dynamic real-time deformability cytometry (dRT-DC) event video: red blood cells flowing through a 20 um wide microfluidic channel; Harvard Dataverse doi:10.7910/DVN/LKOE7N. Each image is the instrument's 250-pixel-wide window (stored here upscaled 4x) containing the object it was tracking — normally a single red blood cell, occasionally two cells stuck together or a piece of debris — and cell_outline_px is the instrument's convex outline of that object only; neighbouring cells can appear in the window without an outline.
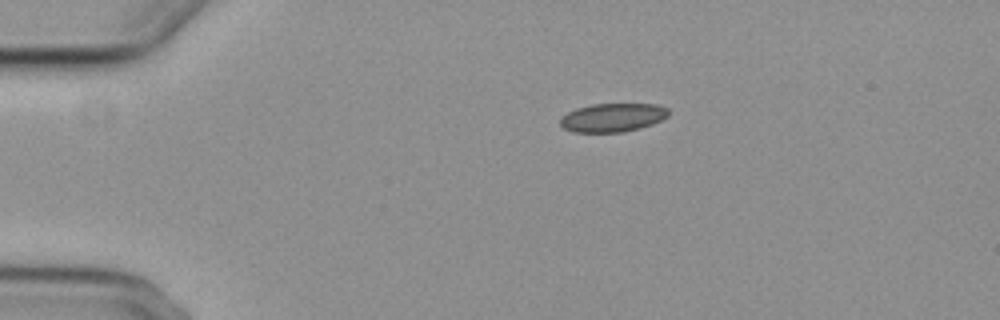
{"species": "common noctule bat (a hibernating species)", "species_latin": "Nyctalus noctula", "temperature_condition": "cold", "stored_images_in_passage": 2, "camera_frame_rate_fps": 3000, "um_per_image_px": 0.085, "animal": {"sex": "female", "body_mass_g": 29.2, "forearm_length_mm": 56.3}, "frame": {"image": 1, "passage_image": 1, "time_ms": 0.0, "image_size_px": [1000, 320], "cell_outline_px": [[668, 116], [652, 124], [640, 128], [624, 132], [572, 132], [564, 128], [560, 124], [560, 116], [576, 108], [592, 104], [656, 104], [668, 108]], "centroid_in_image_um": [52.05, 9.99], "position_along_channel_um": 32.9, "area_um2": 18.09}}